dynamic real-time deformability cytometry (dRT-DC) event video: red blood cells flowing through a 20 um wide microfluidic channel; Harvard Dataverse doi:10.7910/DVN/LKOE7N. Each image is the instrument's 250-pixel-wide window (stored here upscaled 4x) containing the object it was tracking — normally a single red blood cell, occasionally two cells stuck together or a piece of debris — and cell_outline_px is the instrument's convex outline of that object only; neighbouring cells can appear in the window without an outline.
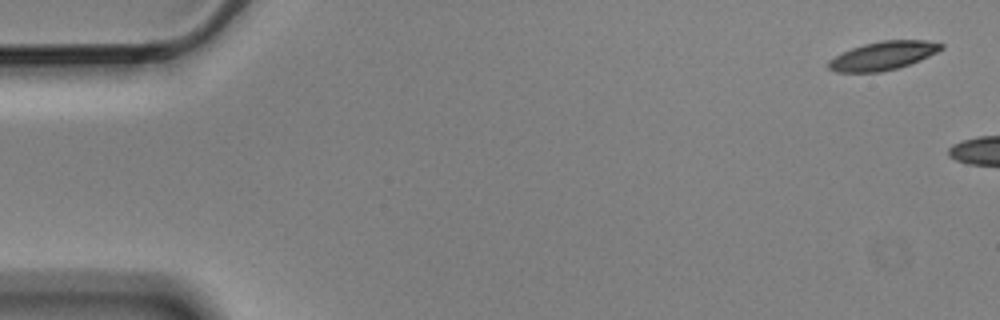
{"species": "Egyptian fruit bat (a non-hibernating species)", "species_latin": "Rousettus aegyptiacus", "temperature_condition": "cold", "stored_images_in_passage": 2, "camera_frame_rate_fps": 3000, "um_per_image_px": 0.085, "animal": {"sex": "male"}, "frame": {"image": 1, "passage_image": 1, "time_ms": 0.0, "image_size_px": [1000, 320], "cell_outline_px": [[944, 48], [920, 60], [896, 68], [880, 72], [836, 72], [828, 68], [828, 60], [852, 48], [864, 44], [880, 40], [924, 40], [944, 44]], "centroid_in_image_um": [75.05, 4.73], "position_along_channel_um": 9.9, "area_um2": 18.5}}